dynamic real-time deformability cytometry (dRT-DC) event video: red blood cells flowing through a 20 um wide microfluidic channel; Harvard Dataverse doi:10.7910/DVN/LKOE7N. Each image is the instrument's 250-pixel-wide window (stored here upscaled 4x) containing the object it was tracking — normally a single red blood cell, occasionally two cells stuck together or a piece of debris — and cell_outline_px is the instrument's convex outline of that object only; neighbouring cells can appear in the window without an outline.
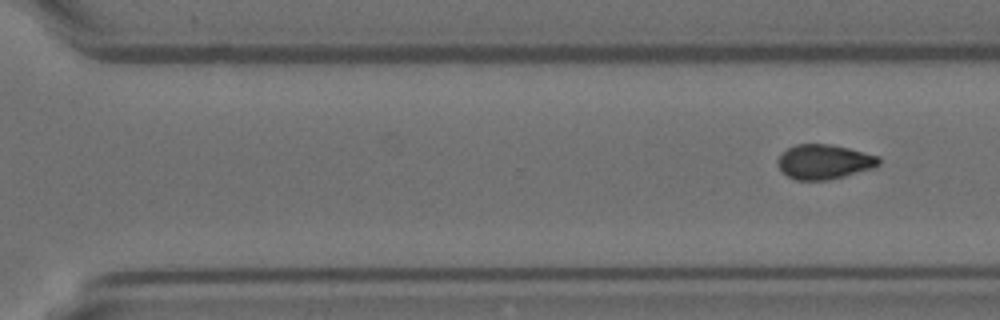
{"species": "Egyptian fruit bat (a non-hibernating species)", "species_latin": "Rousettus aegyptiacus", "temperature_condition": "room temperature", "stored_images_in_passage": 10, "segment_of_instrument_passage": [2, 2], "camera_frame_rate_fps": 3000, "um_per_image_px": 0.085, "animal": {"sex": "female"}, "frame": {"image": 1, "passage_image": 10, "time_ms": 3.0, "image_size_px": [1000, 320], "cell_outline_px": [[880, 164], [876, 168], [828, 180], [796, 180], [788, 176], [776, 164], [776, 160], [788, 148], [796, 144], [828, 144], [848, 148], [880, 156]], "centroid_in_image_um": [70.08, 13.76], "position_along_channel_um": 300.5, "area_um2": 20.46}}